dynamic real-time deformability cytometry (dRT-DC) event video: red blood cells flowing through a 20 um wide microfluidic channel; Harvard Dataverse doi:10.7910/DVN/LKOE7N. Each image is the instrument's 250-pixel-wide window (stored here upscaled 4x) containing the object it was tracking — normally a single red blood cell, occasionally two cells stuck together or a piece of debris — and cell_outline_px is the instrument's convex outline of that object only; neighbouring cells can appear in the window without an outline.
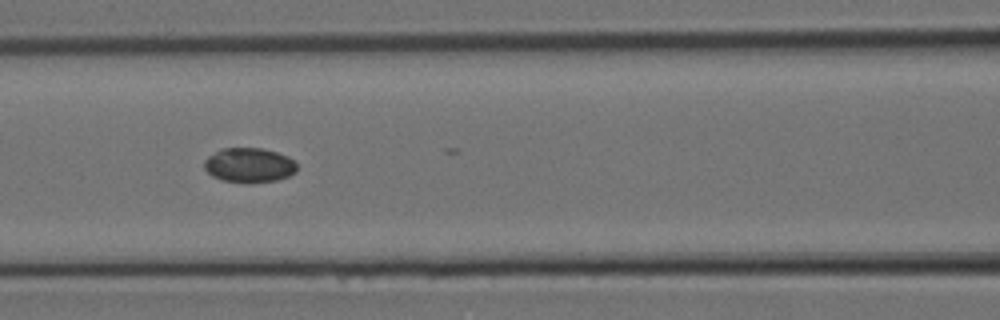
{"species": "Egyptian fruit bat (a non-hibernating species)", "species_latin": "Rousettus aegyptiacus", "temperature_condition": "room temperature", "stored_images_in_passage": 6, "camera_frame_rate_fps": 3000, "um_per_image_px": 0.085, "animal": {"sex": "female"}, "frame": {"image": 1, "passage_image": 3, "time_ms": 0.667, "image_size_px": [1000, 320], "cell_outline_px": [[296, 172], [288, 176], [276, 180], [248, 184], [220, 180], [212, 176], [204, 168], [204, 160], [208, 156], [220, 148], [260, 148], [276, 152], [288, 156], [296, 164]], "centroid_in_image_um": [21.14, 14.05], "position_along_channel_um": 145.5, "area_um2": 18.9}}
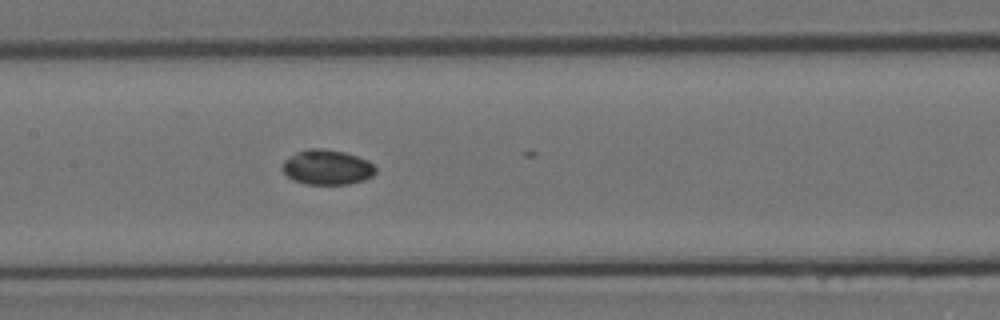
{"frame": {"image": 2, "passage_image": 4, "time_ms": 1.0, "image_size_px": [1000, 320], "cell_outline_px": [[376, 172], [372, 176], [364, 180], [348, 184], [304, 184], [292, 180], [284, 172], [284, 160], [296, 152], [308, 148], [320, 148], [344, 152], [368, 160], [376, 168]], "centroid_in_image_um": [27.81, 14.22], "position_along_channel_um": 179.6, "area_um2": 18.9}}